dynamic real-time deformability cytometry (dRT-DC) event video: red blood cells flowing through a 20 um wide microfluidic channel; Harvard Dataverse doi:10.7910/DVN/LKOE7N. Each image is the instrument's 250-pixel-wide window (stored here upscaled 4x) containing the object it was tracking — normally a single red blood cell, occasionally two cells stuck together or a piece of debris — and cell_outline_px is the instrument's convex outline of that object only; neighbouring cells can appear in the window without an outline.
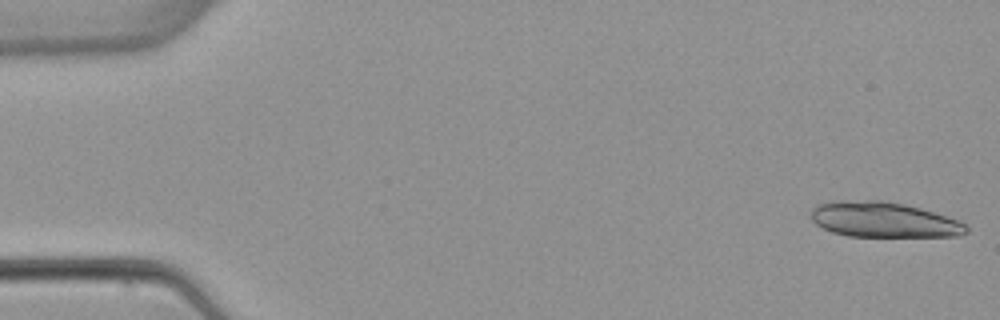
{"species": "common noctule bat (a hibernating species)", "species_latin": "Nyctalus noctula", "temperature_condition": "warm", "stored_images_in_passage": 4, "camera_frame_rate_fps": 3000, "um_per_image_px": 0.085, "animal": {"sex": "female", "body_mass_g": 22.7, "forearm_length_mm": 54.2}, "frame": {"image": 1, "passage_image": 1, "time_ms": 0.0, "image_size_px": [1000, 320], "cell_outline_px": [[968, 232], [960, 236], [848, 236], [832, 232], [816, 224], [808, 216], [812, 208], [820, 204], [832, 200], [880, 200], [904, 204], [920, 208], [960, 220], [968, 228]], "centroid_in_image_um": [75.08, 18.67], "position_along_channel_um": 9.9, "area_um2": 32.08}}